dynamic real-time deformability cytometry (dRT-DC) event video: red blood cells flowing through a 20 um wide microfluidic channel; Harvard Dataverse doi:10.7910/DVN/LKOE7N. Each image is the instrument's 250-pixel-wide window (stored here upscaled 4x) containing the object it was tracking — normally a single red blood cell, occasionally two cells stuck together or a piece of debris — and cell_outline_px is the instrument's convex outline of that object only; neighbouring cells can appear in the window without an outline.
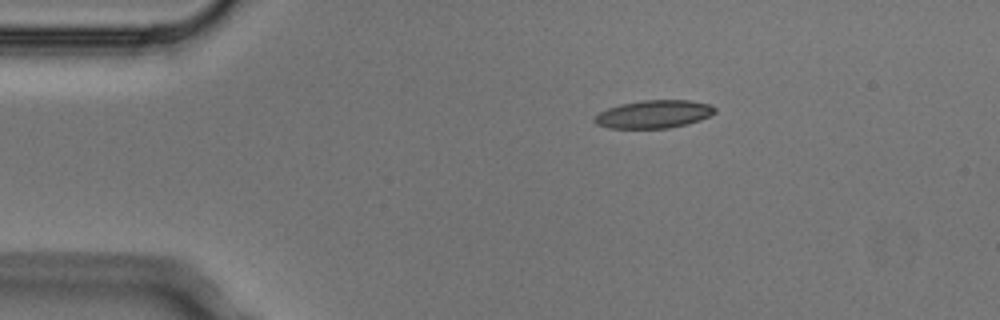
{"species": "Egyptian fruit bat (a non-hibernating species)", "species_latin": "Rousettus aegyptiacus", "temperature_condition": "cold", "stored_images_in_passage": 7, "camera_frame_rate_fps": 3000, "um_per_image_px": 0.085, "animal": {"sex": "male"}, "frame": {"image": 1, "passage_image": 2, "time_ms": 0.333, "image_size_px": [1000, 320], "cell_outline_px": [[716, 112], [700, 120], [688, 124], [668, 128], [608, 128], [596, 124], [596, 116], [600, 112], [608, 108], [620, 104], [644, 100], [688, 100], [712, 104], [716, 108]], "centroid_in_image_um": [55.62, 9.7], "position_along_channel_um": 29.4, "area_um2": 19.54}}
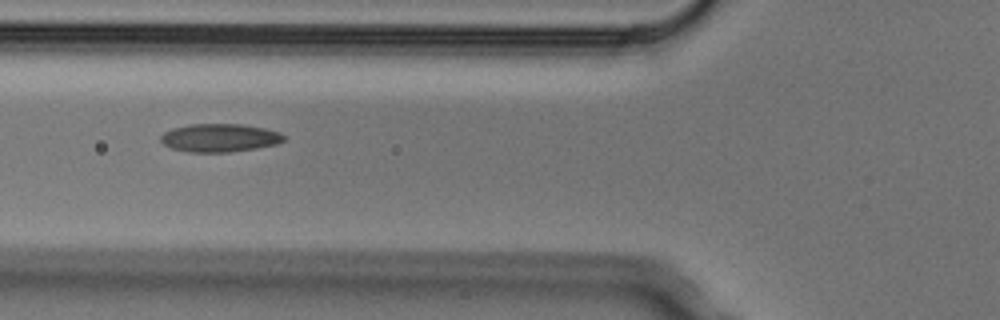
{"frame": {"image": 2, "passage_image": 5, "time_ms": 1.333, "image_size_px": [1000, 320], "cell_outline_px": [[288, 136], [284, 140], [276, 144], [256, 148], [228, 152], [188, 152], [172, 148], [164, 144], [160, 140], [160, 136], [164, 132], [172, 128], [188, 124], [244, 124], [264, 128], [280, 132]], "centroid_in_image_um": [18.68, 11.7], "position_along_channel_um": 107.1, "area_um2": 20.35}}
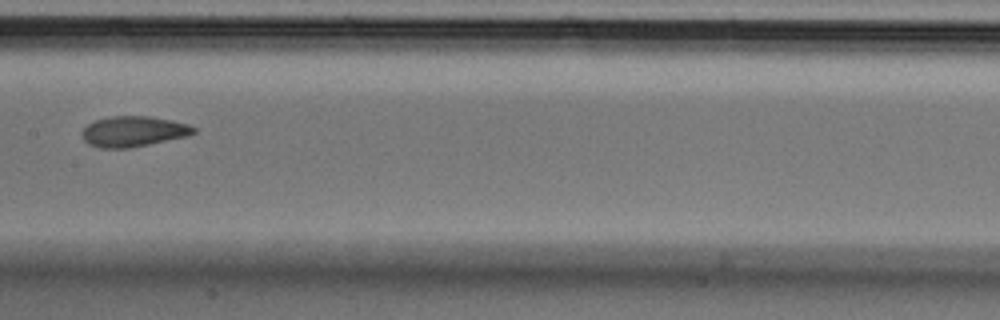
{"frame": {"image": 3, "passage_image": 7, "time_ms": 2.0, "image_size_px": [1000, 320], "cell_outline_px": [[196, 132], [188, 136], [128, 148], [100, 148], [88, 144], [80, 136], [80, 132], [88, 124], [96, 120], [112, 116], [152, 116], [172, 120], [188, 124], [196, 128]], "centroid_in_image_um": [11.32, 11.17], "position_along_channel_um": 196.1, "area_um2": 19.94}}